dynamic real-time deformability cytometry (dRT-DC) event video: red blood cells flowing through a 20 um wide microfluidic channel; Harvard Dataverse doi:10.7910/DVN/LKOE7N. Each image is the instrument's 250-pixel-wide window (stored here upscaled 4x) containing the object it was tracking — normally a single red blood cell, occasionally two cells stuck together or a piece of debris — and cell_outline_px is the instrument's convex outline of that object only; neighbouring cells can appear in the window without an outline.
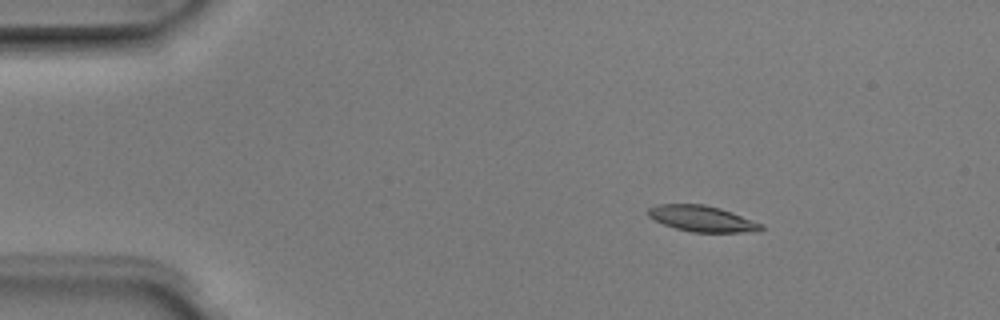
{"species": "Egyptian fruit bat (a non-hibernating species)", "species_latin": "Rousettus aegyptiacus", "temperature_condition": "room temperature", "stored_images_in_passage": 5, "camera_frame_rate_fps": 3000, "um_per_image_px": 0.085, "animal": {"sex": "male"}, "frame": {"image": 1, "passage_image": 3, "time_ms": 0.667, "image_size_px": [1000, 320], "cell_outline_px": [[764, 228], [760, 232], [692, 232], [676, 228], [664, 224], [648, 216], [648, 208], [656, 204], [704, 204], [720, 208], [732, 212], [764, 224]], "centroid_in_image_um": [59.72, 18.59], "position_along_channel_um": 25.3, "area_um2": 17.17}}